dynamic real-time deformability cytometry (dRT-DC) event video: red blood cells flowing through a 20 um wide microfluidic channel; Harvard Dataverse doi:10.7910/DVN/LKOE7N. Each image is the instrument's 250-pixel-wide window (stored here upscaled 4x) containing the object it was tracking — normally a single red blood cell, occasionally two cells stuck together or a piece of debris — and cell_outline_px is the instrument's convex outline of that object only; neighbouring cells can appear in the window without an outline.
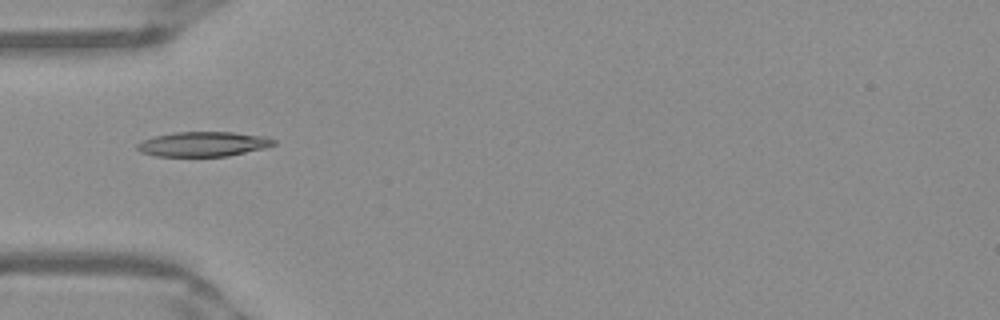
{"species": "Egyptian fruit bat (a non-hibernating species)", "species_latin": "Rousettus aegyptiacus", "temperature_condition": "warm", "stored_images_in_passage": 36, "camera_frame_rate_fps": 3000, "um_per_image_px": 0.085, "frame": {"image": 1, "passage_image": 1, "time_ms": 0.0, "image_size_px": [1000, 320], "cell_outline_px": [[276, 144], [264, 148], [228, 156], [156, 156], [140, 152], [136, 148], [136, 144], [144, 140], [156, 136], [172, 132], [232, 132], [268, 136], [276, 140]], "centroid_in_image_um": [17.3, 12.24], "position_along_channel_um": 67.7, "area_um2": 19.77}}
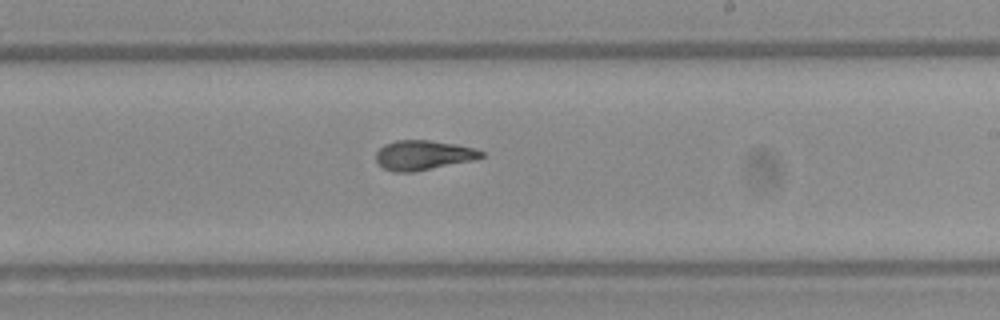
{"frame": {"image": 2, "passage_image": 15, "time_ms": 4.667, "image_size_px": [1000, 320], "cell_outline_px": [[484, 156], [476, 160], [412, 172], [392, 172], [384, 168], [376, 160], [376, 152], [384, 144], [396, 140], [432, 140], [456, 144], [472, 148], [484, 152]], "centroid_in_image_um": [35.98, 13.18], "position_along_channel_um": 253.0, "area_um2": 18.26}}
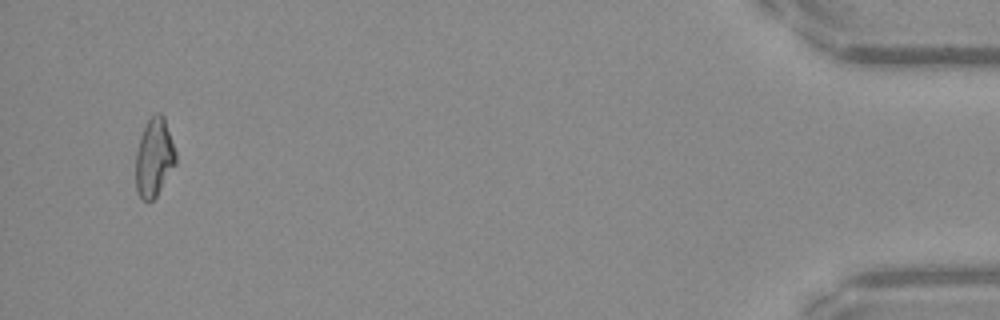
{"frame": {"image": 3, "passage_image": 34, "time_ms": 11.0, "image_size_px": [1000, 320], "cell_outline_px": [[176, 164], [156, 196], [148, 204], [136, 192], [136, 152], [140, 136], [148, 120], [156, 112], [160, 112], [164, 116], [176, 152]], "centroid_in_image_um": [13.1, 13.4], "position_along_channel_um": 422.1, "area_um2": 18.32}, "authors_computed_cell_mechanics": {"area_um2": 18.2648, "velocity_mm_per_s": 3.9532, "shape_relaxation_time_tau1_ms": 7.3233, "shape_relaxation_time_tau2_ms": 2.3295, "deformation_change_tau1": 0.2347, "deformation_change_tau2": 0.0908}}